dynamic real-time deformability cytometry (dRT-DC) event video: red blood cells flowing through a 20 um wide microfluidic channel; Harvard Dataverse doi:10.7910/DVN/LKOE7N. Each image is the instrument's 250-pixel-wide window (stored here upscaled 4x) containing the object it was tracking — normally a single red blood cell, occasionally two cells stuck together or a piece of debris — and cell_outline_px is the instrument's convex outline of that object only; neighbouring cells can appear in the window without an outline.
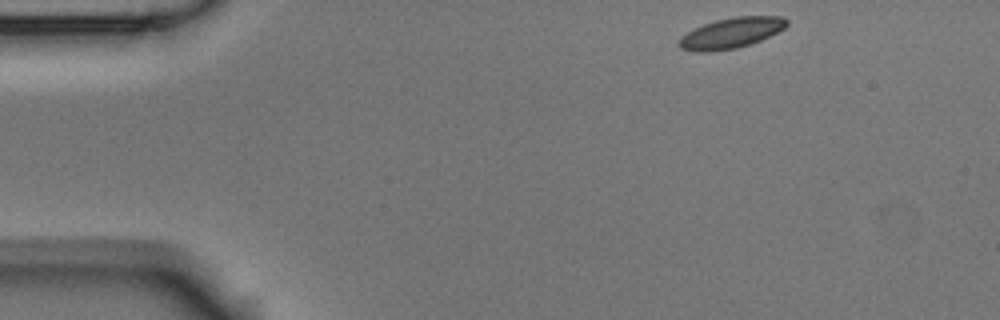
{"species": "Egyptian fruit bat (a non-hibernating species)", "species_latin": "Rousettus aegyptiacus", "temperature_condition": "room temperature", "stored_images_in_passage": 50, "camera_frame_rate_fps": 3000, "um_per_image_px": 0.085, "animal": {"sex": "male"}, "frame": {"image": 1, "passage_image": 1, "time_ms": 0.0, "image_size_px": [1000, 320], "cell_outline_px": [[788, 24], [784, 28], [760, 40], [736, 48], [712, 52], [700, 52], [680, 48], [676, 44], [680, 36], [704, 24], [716, 20], [736, 16], [780, 16], [788, 20]], "centroid_in_image_um": [62.11, 2.81], "position_along_channel_um": 22.9, "area_um2": 19.02}}
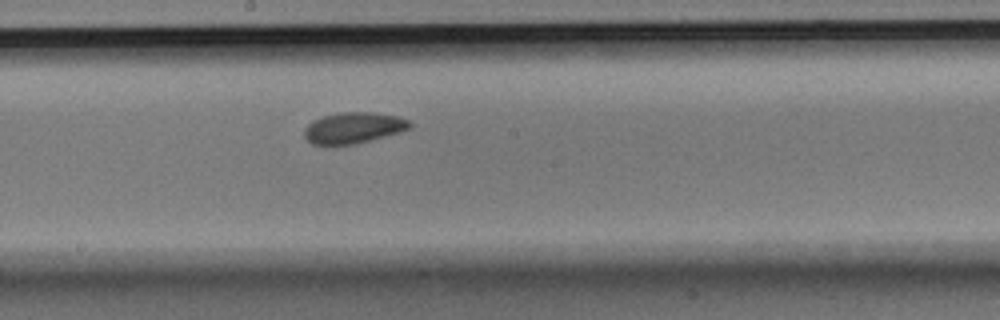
{"frame": {"image": 2, "passage_image": 24, "time_ms": 7.667, "image_size_px": [1000, 320], "cell_outline_px": [[412, 124], [408, 128], [400, 132], [352, 144], [312, 144], [304, 136], [304, 128], [312, 120], [320, 116], [340, 112], [372, 112], [396, 116], [408, 120]], "centroid_in_image_um": [29.99, 10.84], "position_along_channel_um": 218.2, "area_um2": 18.84}}
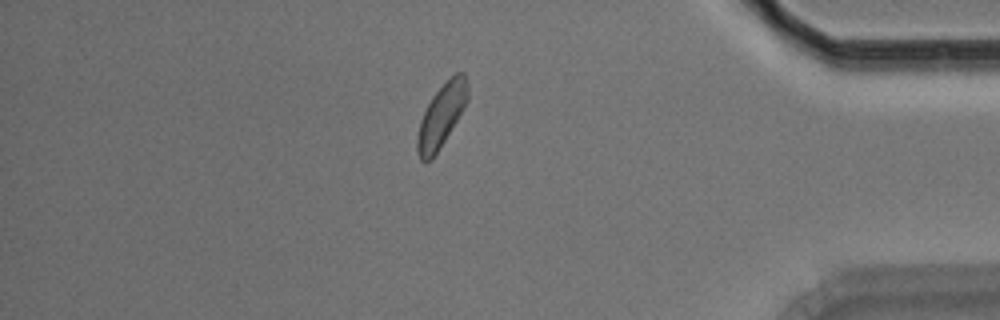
{"frame": {"image": 3, "passage_image": 42, "time_ms": 13.667, "image_size_px": [1000, 320], "cell_outline_px": [[468, 100], [464, 108], [432, 160], [420, 160], [416, 152], [416, 140], [420, 120], [432, 96], [456, 72], [464, 72], [468, 84]], "centroid_in_image_um": [37.51, 9.84], "position_along_channel_um": 397.7, "area_um2": 18.26}, "authors_computed_cell_mechanics": {"area_um2": 18.6116, "velocity_mm_per_s": 3.5461, "shape_relaxation_time_tau1_ms": 3.9724, "shape_relaxation_time_tau2_ms": 5.6424, "deformation_change_tau1": 0.0669, "deformation_change_tau2": 0.0969}}